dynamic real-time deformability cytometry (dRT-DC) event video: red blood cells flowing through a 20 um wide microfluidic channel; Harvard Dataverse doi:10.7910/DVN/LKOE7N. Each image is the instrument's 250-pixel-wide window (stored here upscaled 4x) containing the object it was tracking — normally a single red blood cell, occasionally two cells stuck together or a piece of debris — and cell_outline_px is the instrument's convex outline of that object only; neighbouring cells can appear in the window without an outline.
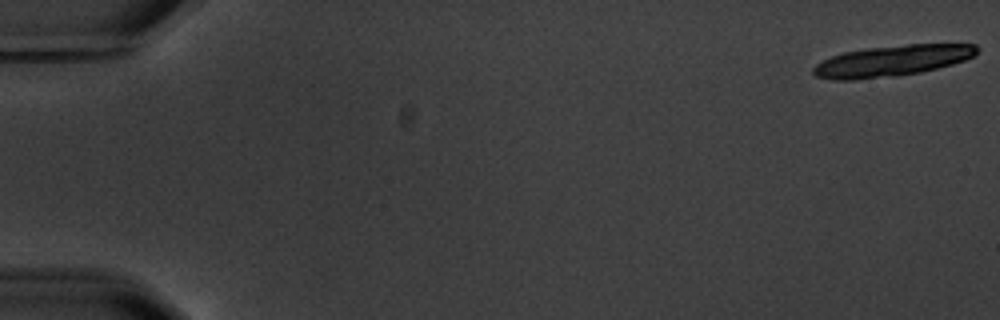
{"species": "common noctule bat (a hibernating species)", "species_latin": "Nyctalus noctula", "temperature_condition": "warm", "stored_images_in_passage": 5, "camera_frame_rate_fps": 3000, "um_per_image_px": 0.085, "animal": {"sex": "male", "body_mass_g": 20.1, "forearm_length_mm": 53.5}, "frame": {"image": 1, "passage_image": 1, "time_ms": 0.0, "image_size_px": [1000, 320], "cell_outline_px": [[980, 48], [972, 56], [964, 60], [952, 64], [920, 72], [896, 76], [856, 80], [832, 80], [816, 76], [812, 72], [812, 68], [816, 64], [832, 56], [844, 52], [868, 48], [908, 44], [976, 44]], "centroid_in_image_um": [75.8, 5.17], "position_along_channel_um": 9.2, "area_um2": 29.42}}